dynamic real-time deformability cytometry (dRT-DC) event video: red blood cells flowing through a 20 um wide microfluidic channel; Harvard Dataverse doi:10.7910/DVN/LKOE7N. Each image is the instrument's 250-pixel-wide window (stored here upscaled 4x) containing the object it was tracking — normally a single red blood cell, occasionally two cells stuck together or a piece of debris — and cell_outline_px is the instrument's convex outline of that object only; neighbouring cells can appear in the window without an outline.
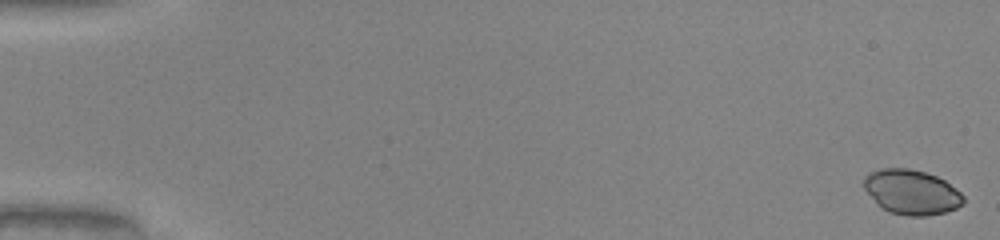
{"species": "common noctule bat (a hibernating species)", "species_latin": "Nyctalus noctula", "temperature_condition": "warm", "stored_images_in_passage": 51, "camera_frame_rate_fps": 3000, "um_per_image_px": 0.085, "animal": {"sex": "male", "body_mass_g": 20.0, "forearm_length_mm": 53.3}, "frame": {"image": 1, "passage_image": 1, "time_ms": 0.0, "image_size_px": [1000, 240], "cell_outline_px": [[964, 204], [956, 208], [944, 212], [924, 216], [908, 216], [888, 212], [880, 208], [876, 204], [864, 188], [864, 176], [868, 172], [880, 168], [908, 168], [924, 172], [936, 176], [944, 180], [960, 192], [964, 196]], "centroid_in_image_um": [77.45, 16.33], "position_along_channel_um": 7.6, "area_um2": 26.13}}
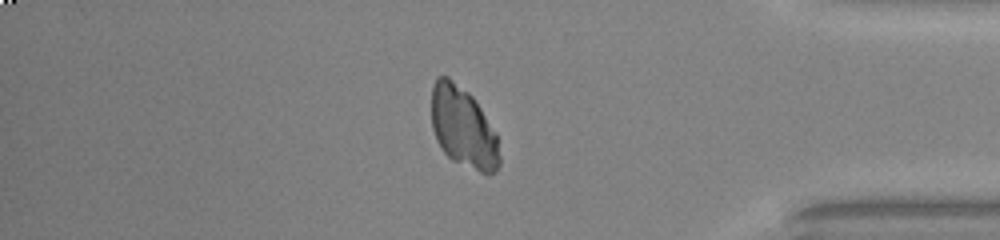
{"frame": {"image": 2, "passage_image": 44, "time_ms": 14.333, "image_size_px": [1000, 240], "cell_outline_px": [[500, 164], [496, 172], [480, 172], [452, 160], [444, 152], [436, 140], [432, 128], [432, 84], [436, 76], [448, 76], [468, 92], [476, 100], [496, 132], [500, 156]], "centroid_in_image_um": [39.37, 10.81], "position_along_channel_um": 395.8, "area_um2": 32.14}}
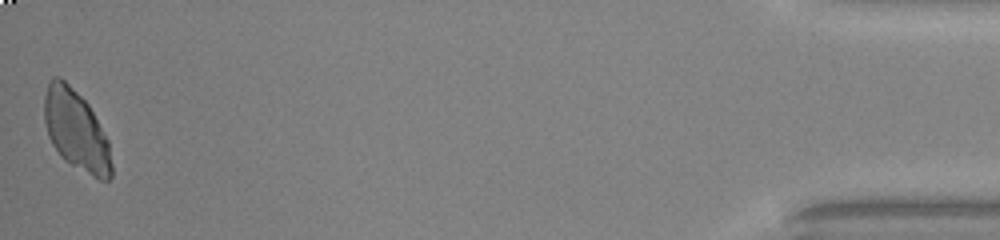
{"frame": {"image": 3, "passage_image": 51, "time_ms": 16.667, "image_size_px": [1000, 240], "cell_outline_px": [[112, 176], [108, 180], [100, 180], [92, 176], [64, 160], [60, 156], [52, 144], [48, 136], [44, 120], [44, 96], [48, 80], [52, 76], [60, 76], [88, 104], [108, 140], [112, 164]], "centroid_in_image_um": [6.45, 11.07], "position_along_channel_um": 428.8, "area_um2": 31.39}}